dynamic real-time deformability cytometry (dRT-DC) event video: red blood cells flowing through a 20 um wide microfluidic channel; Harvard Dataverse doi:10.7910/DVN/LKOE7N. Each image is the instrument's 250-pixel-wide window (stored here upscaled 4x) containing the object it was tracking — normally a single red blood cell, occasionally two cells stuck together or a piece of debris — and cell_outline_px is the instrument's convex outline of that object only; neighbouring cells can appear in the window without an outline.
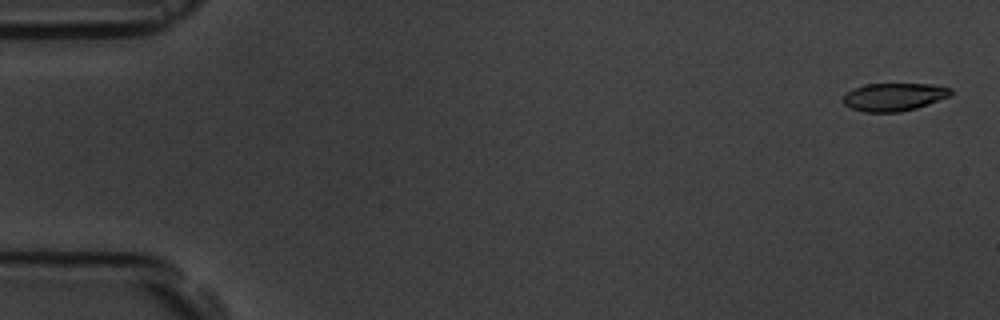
{"species": "common noctule bat (a hibernating species)", "species_latin": "Nyctalus noctula", "temperature_condition": "room temperature", "stored_images_in_passage": 6, "camera_frame_rate_fps": 3000, "um_per_image_px": 0.085, "animal": {"sex": "male", "body_mass_g": 19.5, "forearm_length_mm": 54.6}, "frame": {"image": 1, "passage_image": 1, "time_ms": 0.0, "image_size_px": [1000, 320], "cell_outline_px": [[952, 96], [916, 108], [900, 112], [864, 112], [852, 108], [844, 104], [844, 96], [852, 88], [864, 84], [932, 84], [952, 88]], "centroid_in_image_um": [76.02, 8.23], "position_along_channel_um": 9.0, "area_um2": 17.57}}
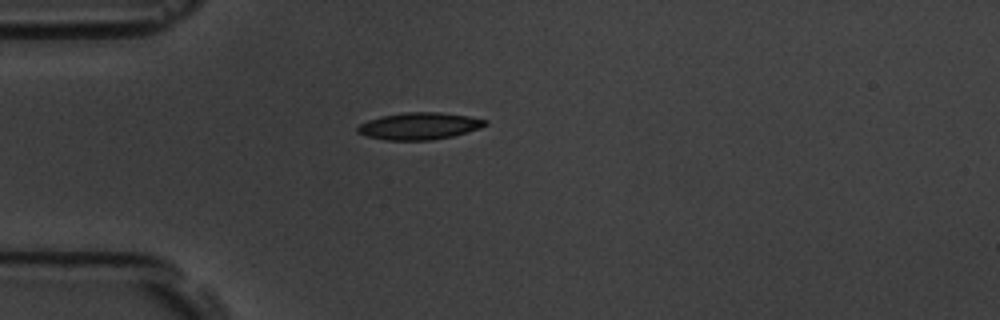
{"frame": {"image": 2, "passage_image": 5, "time_ms": 4.667, "image_size_px": [1000, 320], "cell_outline_px": [[488, 124], [480, 128], [452, 136], [432, 140], [384, 140], [364, 136], [356, 132], [356, 128], [360, 124], [368, 120], [380, 116], [404, 112], [440, 112], [468, 116], [488, 120]], "centroid_in_image_um": [35.6, 10.71], "position_along_channel_um": 49.4, "area_um2": 20.23}}